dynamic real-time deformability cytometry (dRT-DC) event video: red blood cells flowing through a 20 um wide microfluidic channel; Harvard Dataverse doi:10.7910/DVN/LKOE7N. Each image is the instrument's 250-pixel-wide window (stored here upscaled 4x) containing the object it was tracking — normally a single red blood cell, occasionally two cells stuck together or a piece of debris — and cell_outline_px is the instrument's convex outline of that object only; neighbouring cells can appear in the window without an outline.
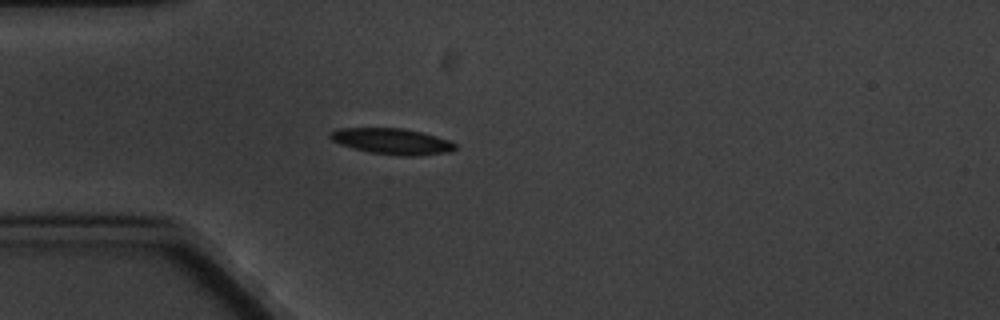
{"species": "common noctule bat (a hibernating species)", "species_latin": "Nyctalus noctula", "temperature_condition": "cold", "stored_images_in_passage": 8, "camera_frame_rate_fps": 3000, "um_per_image_px": 0.085, "animal": {"sex": "male", "body_mass_g": 20.1, "forearm_length_mm": 53.5}, "frame": {"image": 1, "passage_image": 5, "time_ms": 4.667, "image_size_px": [1000, 320], "cell_outline_px": [[456, 148], [448, 152], [420, 156], [400, 156], [368, 152], [340, 144], [332, 140], [328, 136], [332, 132], [340, 128], [404, 128], [452, 140], [456, 144]], "centroid_in_image_um": [33.37, 12.02], "position_along_channel_um": 51.6, "area_um2": 18.96}}
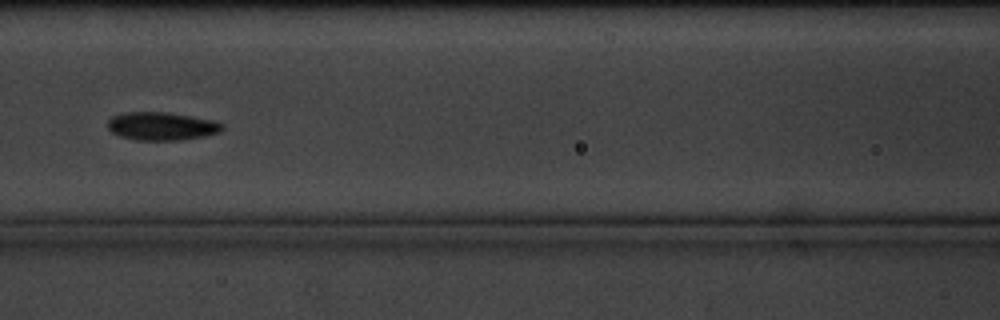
{"frame": {"image": 2, "passage_image": 8, "time_ms": 8.0, "image_size_px": [1000, 320], "cell_outline_px": [[224, 128], [220, 132], [204, 136], [180, 140], [136, 140], [120, 136], [112, 132], [108, 128], [108, 120], [112, 116], [124, 112], [168, 112], [216, 120], [224, 124]], "centroid_in_image_um": [13.77, 10.72], "position_along_channel_um": 152.8, "area_um2": 18.96}}